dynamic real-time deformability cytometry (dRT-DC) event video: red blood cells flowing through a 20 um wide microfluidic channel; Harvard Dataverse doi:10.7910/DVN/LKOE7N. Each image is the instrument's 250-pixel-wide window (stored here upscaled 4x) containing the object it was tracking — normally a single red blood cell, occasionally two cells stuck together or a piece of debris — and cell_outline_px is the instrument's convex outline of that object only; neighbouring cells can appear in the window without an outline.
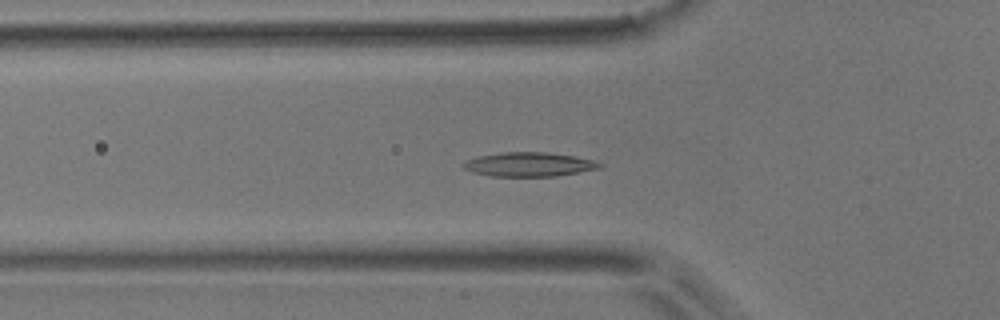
{"species": "common noctule bat (a hibernating species)", "species_latin": "Nyctalus noctula", "temperature_condition": "room temperature", "stored_images_in_passage": 47, "camera_frame_rate_fps": 3000, "um_per_image_px": 0.085, "animal": {"sex": "male", "body_mass_g": 17.9}, "frame": {"image": 1, "passage_image": 11, "time_ms": 3.333, "image_size_px": [1000, 320], "cell_outline_px": [[604, 164], [600, 168], [580, 172], [556, 176], [492, 176], [472, 172], [464, 168], [460, 164], [476, 156], [504, 152], [548, 152], [576, 156], [596, 160]], "centroid_in_image_um": [45.0, 13.97], "position_along_channel_um": 80.8, "area_um2": 19.36}}
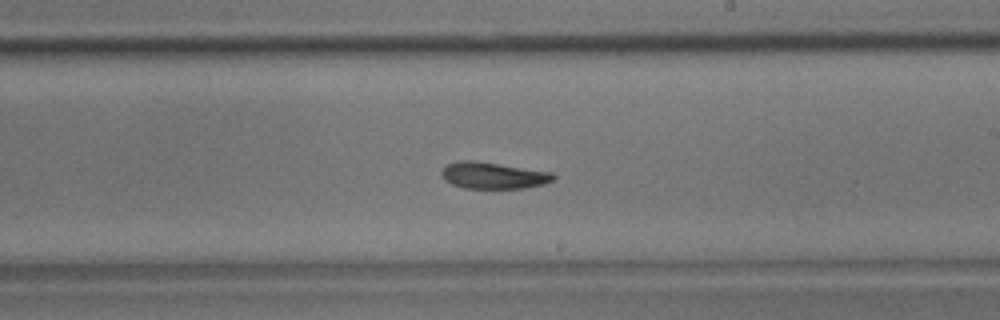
{"frame": {"image": 2, "passage_image": 24, "time_ms": 7.667, "image_size_px": [1000, 320], "cell_outline_px": [[556, 180], [544, 184], [524, 188], [464, 188], [452, 184], [444, 180], [440, 172], [448, 164], [460, 160], [472, 160], [552, 172], [556, 176]], "centroid_in_image_um": [41.94, 14.92], "position_along_channel_um": 247.1, "area_um2": 17.28}}
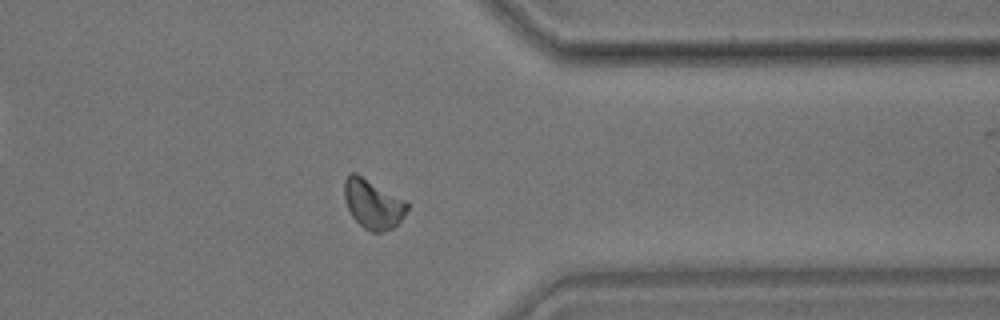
{"frame": {"image": 3, "passage_image": 35, "time_ms": 11.333, "image_size_px": [1000, 320], "cell_outline_px": [[408, 208], [404, 216], [392, 228], [380, 232], [372, 232], [364, 228], [352, 216], [348, 208], [344, 196], [344, 180], [352, 172], [356, 172], [408, 200]], "centroid_in_image_um": [31.72, 17.3], "position_along_channel_um": 379.7, "area_um2": 18.21}, "authors_computed_cell_mechanics": {"area_um2": 17.3978, "velocity_mm_per_s": 3.8252, "shape_relaxation_time_tau1_ms": 5.1296, "shape_relaxation_time_tau2_ms": 8.8082, "deformation_change_tau1": 0.1264, "deformation_change_tau2": 0.1481}}